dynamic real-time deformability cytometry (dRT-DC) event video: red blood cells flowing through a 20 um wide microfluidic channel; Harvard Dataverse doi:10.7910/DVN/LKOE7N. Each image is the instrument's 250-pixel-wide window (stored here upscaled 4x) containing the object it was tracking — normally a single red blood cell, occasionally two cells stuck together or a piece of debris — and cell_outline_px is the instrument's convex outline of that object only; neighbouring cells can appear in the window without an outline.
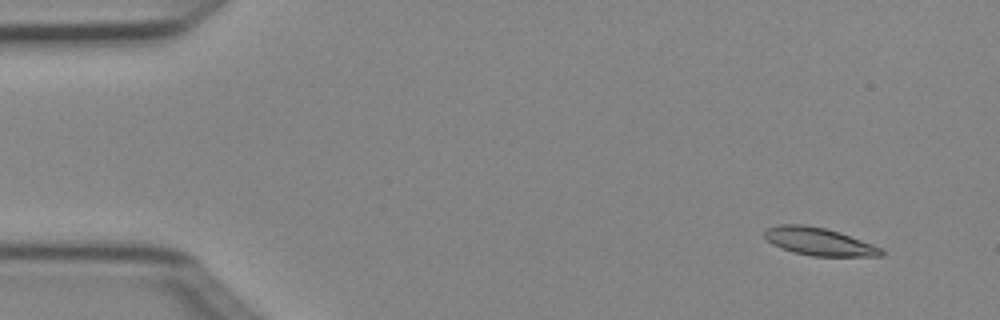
{"species": "Egyptian fruit bat (a non-hibernating species)", "species_latin": "Rousettus aegyptiacus", "temperature_condition": "cold", "stored_images_in_passage": 4, "camera_frame_rate_fps": 3000, "um_per_image_px": 0.085, "animal": {"sex": "female"}, "frame": {"image": 1, "passage_image": 1, "time_ms": 0.0, "image_size_px": [1000, 320], "cell_outline_px": [[884, 256], [812, 256], [792, 252], [780, 248], [772, 244], [764, 236], [764, 228], [776, 224], [804, 224], [824, 228], [840, 232], [884, 248]], "centroid_in_image_um": [69.6, 20.53], "position_along_channel_um": 15.4, "area_um2": 19.19}}
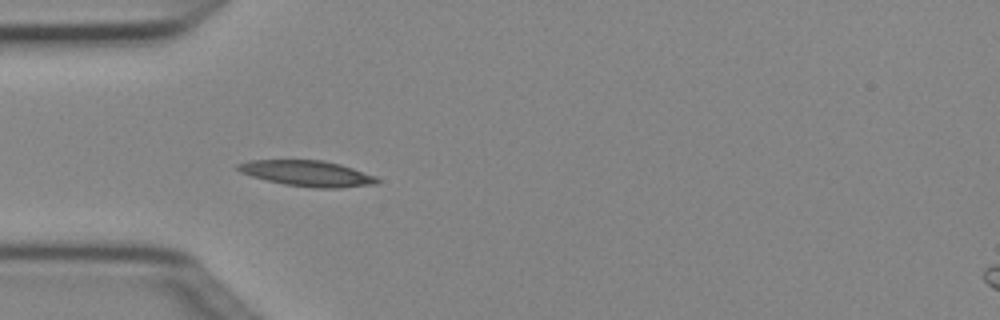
{"frame": {"image": 2, "passage_image": 4, "time_ms": 1.0, "image_size_px": [1000, 320], "cell_outline_px": [[380, 180], [376, 184], [340, 188], [316, 188], [284, 184], [252, 176], [240, 172], [236, 168], [236, 164], [248, 160], [324, 160], [340, 164], [376, 176]], "centroid_in_image_um": [26.12, 14.73], "position_along_channel_um": 58.9, "area_um2": 20.87}}